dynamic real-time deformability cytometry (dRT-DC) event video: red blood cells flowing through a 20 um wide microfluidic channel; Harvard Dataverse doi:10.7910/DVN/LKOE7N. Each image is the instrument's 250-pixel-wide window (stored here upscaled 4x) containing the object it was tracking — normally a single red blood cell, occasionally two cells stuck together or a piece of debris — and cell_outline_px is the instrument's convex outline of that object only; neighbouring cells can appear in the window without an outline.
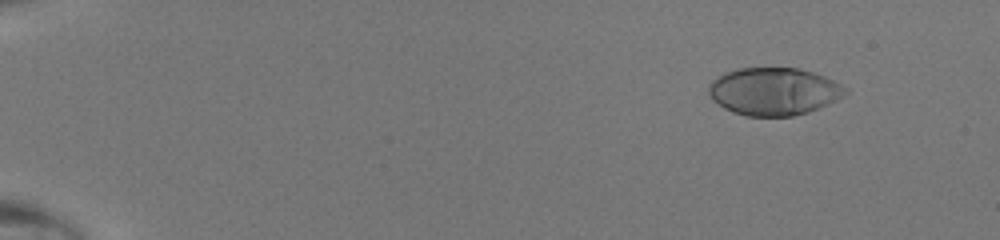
{"species": "human", "species_latin": "Homo sapiens", "temperature_condition": "room temperature", "stored_images_in_passage": 44, "camera_frame_rate_fps": 3000, "um_per_image_px": 0.085, "donor": {"sex": "male"}, "frame": {"image": 1, "passage_image": 1, "time_ms": 0.0, "image_size_px": [1000, 240], "cell_outline_px": [[848, 92], [828, 104], [808, 112], [792, 116], [748, 116], [732, 112], [724, 108], [712, 100], [708, 92], [708, 84], [712, 80], [724, 72], [740, 68], [800, 68], [824, 76], [848, 88]], "centroid_in_image_um": [65.74, 7.77], "position_along_channel_um": 19.3, "area_um2": 37.92}}
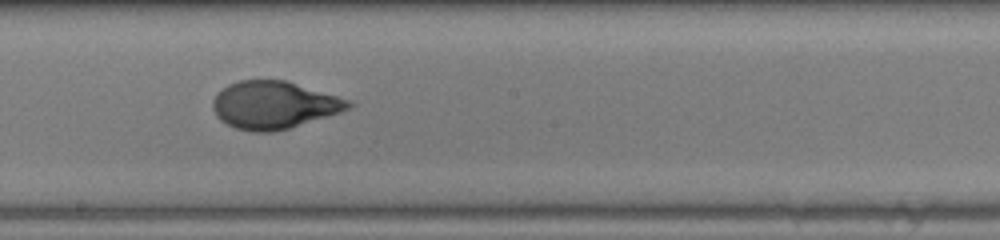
{"frame": {"image": 2, "passage_image": 25, "time_ms": 8.0, "image_size_px": [1000, 240], "cell_outline_px": [[356, 104], [340, 112], [288, 128], [272, 132], [252, 132], [236, 128], [220, 120], [216, 116], [212, 108], [212, 100], [216, 92], [228, 84], [240, 80], [284, 80], [352, 100]], "centroid_in_image_um": [23.25, 8.92], "position_along_channel_um": 224.9, "area_um2": 37.57}}
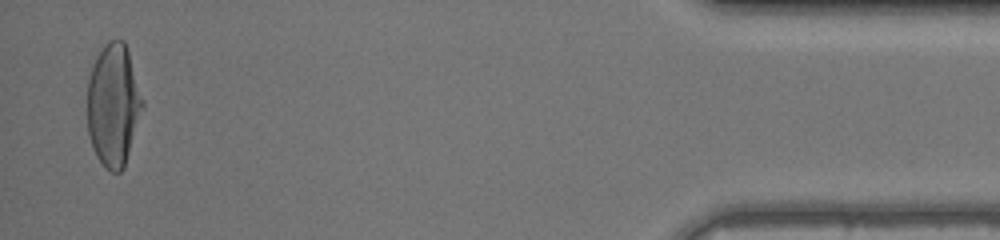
{"frame": {"image": 3, "passage_image": 43, "time_ms": 14.0, "image_size_px": [1000, 240], "cell_outline_px": [[144, 104], [124, 168], [120, 172], [112, 172], [104, 168], [96, 156], [92, 148], [88, 132], [88, 80], [96, 56], [104, 44], [108, 40], [124, 40], [128, 48], [144, 100]], "centroid_in_image_um": [9.65, 8.92], "position_along_channel_um": 425.6, "area_um2": 39.65}}